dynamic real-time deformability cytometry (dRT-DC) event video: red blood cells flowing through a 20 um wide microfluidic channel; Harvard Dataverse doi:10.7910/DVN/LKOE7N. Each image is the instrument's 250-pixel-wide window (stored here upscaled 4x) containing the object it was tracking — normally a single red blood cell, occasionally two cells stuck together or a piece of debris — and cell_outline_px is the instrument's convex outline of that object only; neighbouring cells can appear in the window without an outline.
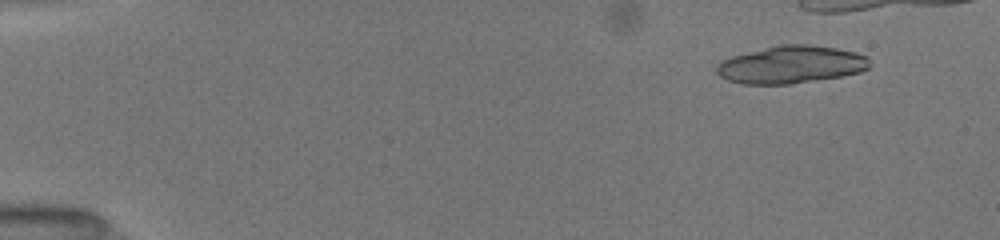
{"species": "common noctule bat (a hibernating species)", "species_latin": "Nyctalus noctula", "temperature_condition": "room temperature", "stored_images_in_passage": 32, "camera_frame_rate_fps": 3000, "um_per_image_px": 0.085, "animal": {"sex": "female", "body_mass_g": 19.5, "forearm_length_mm": 54.1}, "frame": {"image": 1, "passage_image": 5, "time_ms": 1.333, "image_size_px": [1000, 240], "cell_outline_px": [[872, 64], [868, 68], [860, 72], [840, 76], [792, 84], [744, 84], [728, 80], [720, 76], [716, 72], [716, 64], [720, 60], [732, 56], [780, 44], [812, 44], [836, 48], [856, 52], [868, 56]], "centroid_in_image_um": [67.25, 5.49], "position_along_channel_um": 17.7, "area_um2": 33.7}}